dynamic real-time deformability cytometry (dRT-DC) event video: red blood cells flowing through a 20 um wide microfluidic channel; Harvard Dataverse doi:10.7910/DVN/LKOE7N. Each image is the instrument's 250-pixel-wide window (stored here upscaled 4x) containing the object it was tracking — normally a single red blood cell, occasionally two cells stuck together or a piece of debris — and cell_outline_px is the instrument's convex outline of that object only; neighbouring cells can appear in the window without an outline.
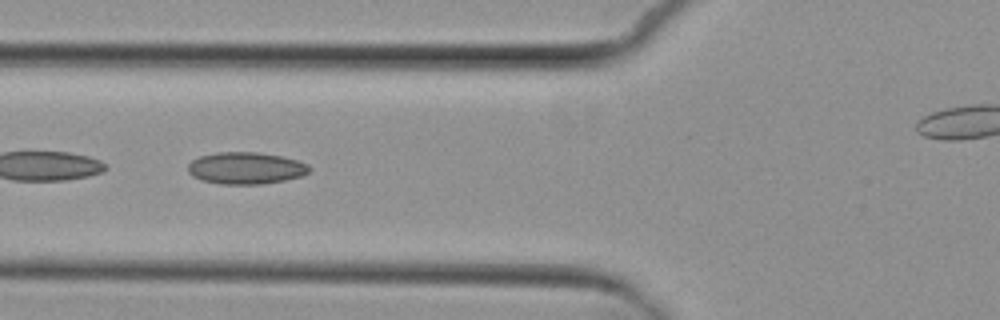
{"species": "common noctule bat (a hibernating species)", "species_latin": "Nyctalus noctula", "temperature_condition": "cold", "stored_images_in_passage": 6, "segment_of_instrument_passage": [1, 2], "camera_frame_rate_fps": 3000, "um_per_image_px": 0.085, "animal": {"sex": "female", "body_mass_g": 29.2, "forearm_length_mm": 56.3}, "frame": {"image": 1, "passage_image": 4, "time_ms": 3.333, "image_size_px": [1000, 320], "cell_outline_px": [[312, 168], [304, 176], [284, 180], [260, 184], [220, 184], [200, 180], [192, 176], [188, 172], [188, 164], [192, 160], [200, 156], [216, 152], [256, 152], [280, 156], [296, 160], [308, 164]], "centroid_in_image_um": [20.88, 14.29], "position_along_channel_um": 104.9, "area_um2": 22.66}}
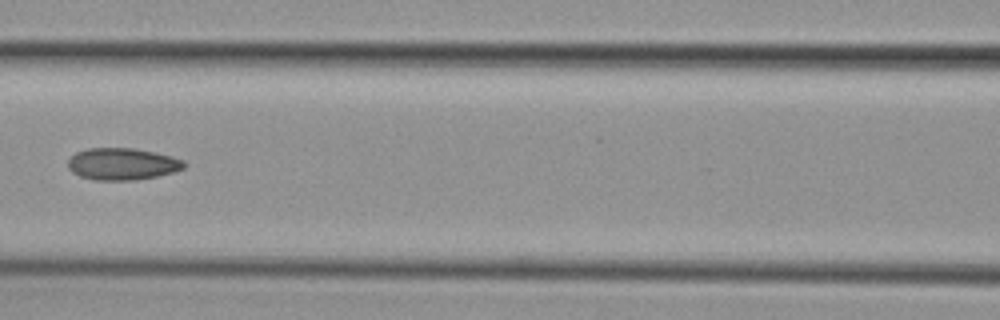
{"frame": {"image": 2, "passage_image": 5, "time_ms": 4.667, "image_size_px": [1000, 320], "cell_outline_px": [[184, 168], [172, 172], [156, 176], [136, 180], [92, 180], [80, 176], [72, 172], [68, 168], [68, 160], [76, 152], [88, 148], [136, 148], [156, 152], [172, 156], [184, 160]], "centroid_in_image_um": [10.38, 13.93], "position_along_channel_um": 156.2, "area_um2": 21.68}}